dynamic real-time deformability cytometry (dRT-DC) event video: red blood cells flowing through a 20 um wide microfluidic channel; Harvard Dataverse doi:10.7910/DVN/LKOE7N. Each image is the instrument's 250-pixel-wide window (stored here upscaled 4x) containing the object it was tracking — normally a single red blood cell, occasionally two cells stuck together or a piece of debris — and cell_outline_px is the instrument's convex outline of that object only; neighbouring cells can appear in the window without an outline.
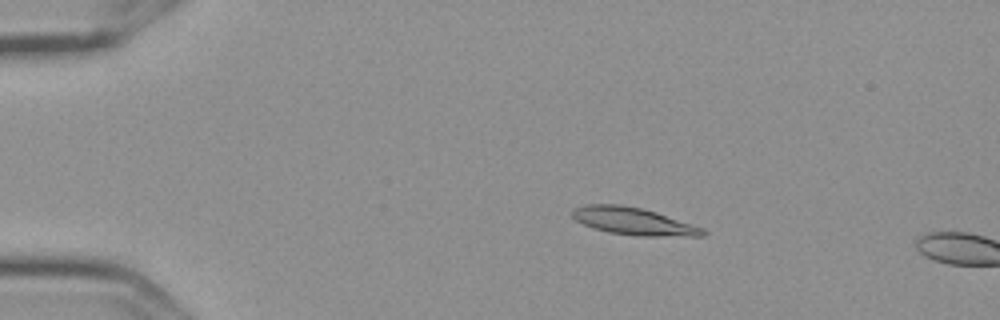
{"species": "Egyptian fruit bat (a non-hibernating species)", "species_latin": "Rousettus aegyptiacus", "temperature_condition": "cold", "stored_images_in_passage": 13, "camera_frame_rate_fps": 3000, "um_per_image_px": 0.085, "frame": {"image": 1, "passage_image": 10, "time_ms": 3.0, "image_size_px": [1000, 320], "cell_outline_px": [[708, 232], [704, 236], [636, 236], [608, 232], [584, 224], [576, 220], [572, 216], [572, 208], [584, 204], [620, 204], [640, 208], [656, 212], [704, 228]], "centroid_in_image_um": [53.85, 18.8], "position_along_channel_um": 31.2, "area_um2": 20.81}}